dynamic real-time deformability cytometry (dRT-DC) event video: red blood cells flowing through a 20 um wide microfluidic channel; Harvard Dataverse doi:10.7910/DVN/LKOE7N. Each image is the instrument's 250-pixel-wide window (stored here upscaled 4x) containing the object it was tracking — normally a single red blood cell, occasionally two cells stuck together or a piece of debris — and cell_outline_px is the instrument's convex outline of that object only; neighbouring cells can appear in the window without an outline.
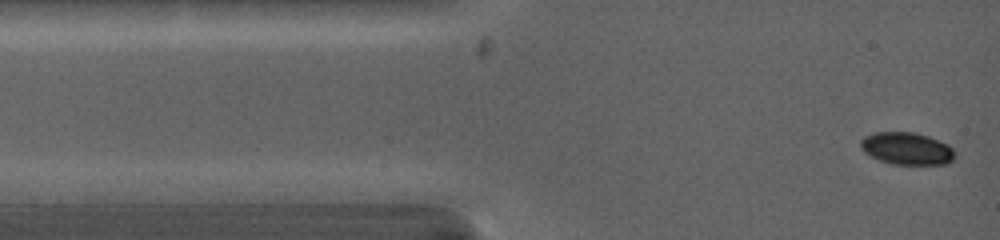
{"species": "common noctule bat (a hibernating species)", "species_latin": "Nyctalus noctula", "temperature_condition": "warm", "stored_images_in_passage": 2, "camera_frame_rate_fps": 5000, "um_per_image_px": 0.085, "animal": {"sex": "female", "body_mass_g": 19.0, "forearm_length_mm": 53.3}, "frame": {"image": 1, "passage_image": 2, "time_ms": 0.8, "image_size_px": [1000, 240], "cell_outline_px": [[956, 156], [948, 164], [892, 164], [880, 160], [864, 152], [860, 148], [860, 140], [864, 136], [876, 132], [912, 132], [928, 136], [948, 144], [952, 148]], "centroid_in_image_um": [77.08, 12.62], "position_along_channel_um": 7.9, "area_um2": 17.74}}